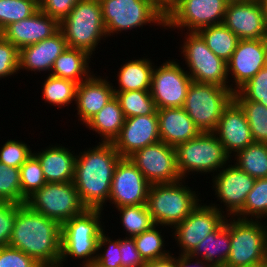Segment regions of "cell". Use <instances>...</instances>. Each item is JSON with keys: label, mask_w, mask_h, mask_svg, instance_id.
<instances>
[{"label": "cell", "mask_w": 267, "mask_h": 267, "mask_svg": "<svg viewBox=\"0 0 267 267\" xmlns=\"http://www.w3.org/2000/svg\"><path fill=\"white\" fill-rule=\"evenodd\" d=\"M121 158L112 142L99 141L77 152L73 183L87 209H105L114 169Z\"/></svg>", "instance_id": "1"}, {"label": "cell", "mask_w": 267, "mask_h": 267, "mask_svg": "<svg viewBox=\"0 0 267 267\" xmlns=\"http://www.w3.org/2000/svg\"><path fill=\"white\" fill-rule=\"evenodd\" d=\"M8 246L23 251L43 267H59L61 225L32 210L26 203L17 204Z\"/></svg>", "instance_id": "2"}, {"label": "cell", "mask_w": 267, "mask_h": 267, "mask_svg": "<svg viewBox=\"0 0 267 267\" xmlns=\"http://www.w3.org/2000/svg\"><path fill=\"white\" fill-rule=\"evenodd\" d=\"M103 210L86 209L61 225V256L59 267L73 259L80 267L92 265L96 258L100 234L106 229ZM103 216V217H102ZM73 258V259H72ZM82 261V262H81Z\"/></svg>", "instance_id": "3"}, {"label": "cell", "mask_w": 267, "mask_h": 267, "mask_svg": "<svg viewBox=\"0 0 267 267\" xmlns=\"http://www.w3.org/2000/svg\"><path fill=\"white\" fill-rule=\"evenodd\" d=\"M181 179L174 183L151 184L148 190L147 207L157 225L172 228L182 222L202 200L200 191L189 187ZM195 190V191H194ZM199 192V193H198ZM200 194V196H199Z\"/></svg>", "instance_id": "4"}, {"label": "cell", "mask_w": 267, "mask_h": 267, "mask_svg": "<svg viewBox=\"0 0 267 267\" xmlns=\"http://www.w3.org/2000/svg\"><path fill=\"white\" fill-rule=\"evenodd\" d=\"M59 30L63 33L68 48L85 50L92 57L95 56L96 49L100 48L98 45L102 44L101 41L109 39L99 0H79L60 21Z\"/></svg>", "instance_id": "5"}, {"label": "cell", "mask_w": 267, "mask_h": 267, "mask_svg": "<svg viewBox=\"0 0 267 267\" xmlns=\"http://www.w3.org/2000/svg\"><path fill=\"white\" fill-rule=\"evenodd\" d=\"M175 151L182 179L193 173V176H214L231 162V157L213 132H201L195 138L177 145Z\"/></svg>", "instance_id": "6"}, {"label": "cell", "mask_w": 267, "mask_h": 267, "mask_svg": "<svg viewBox=\"0 0 267 267\" xmlns=\"http://www.w3.org/2000/svg\"><path fill=\"white\" fill-rule=\"evenodd\" d=\"M107 37L156 25L165 29L166 17L151 0H99ZM114 35V36H113Z\"/></svg>", "instance_id": "7"}, {"label": "cell", "mask_w": 267, "mask_h": 267, "mask_svg": "<svg viewBox=\"0 0 267 267\" xmlns=\"http://www.w3.org/2000/svg\"><path fill=\"white\" fill-rule=\"evenodd\" d=\"M233 96L227 87L192 81L182 108L201 132H214Z\"/></svg>", "instance_id": "8"}, {"label": "cell", "mask_w": 267, "mask_h": 267, "mask_svg": "<svg viewBox=\"0 0 267 267\" xmlns=\"http://www.w3.org/2000/svg\"><path fill=\"white\" fill-rule=\"evenodd\" d=\"M267 255L263 220L230 217V253L224 267H247L264 263Z\"/></svg>", "instance_id": "9"}, {"label": "cell", "mask_w": 267, "mask_h": 267, "mask_svg": "<svg viewBox=\"0 0 267 267\" xmlns=\"http://www.w3.org/2000/svg\"><path fill=\"white\" fill-rule=\"evenodd\" d=\"M184 40L180 42L181 58L187 65L184 69L192 81L215 84L229 88L227 63L217 57L208 47L198 32H184Z\"/></svg>", "instance_id": "10"}, {"label": "cell", "mask_w": 267, "mask_h": 267, "mask_svg": "<svg viewBox=\"0 0 267 267\" xmlns=\"http://www.w3.org/2000/svg\"><path fill=\"white\" fill-rule=\"evenodd\" d=\"M26 204L60 225L87 209L73 182L46 183L27 198Z\"/></svg>", "instance_id": "11"}, {"label": "cell", "mask_w": 267, "mask_h": 267, "mask_svg": "<svg viewBox=\"0 0 267 267\" xmlns=\"http://www.w3.org/2000/svg\"><path fill=\"white\" fill-rule=\"evenodd\" d=\"M179 61L178 58L167 59L153 68L150 94L156 109L180 108L184 105L192 79L185 71V65L181 67L182 62Z\"/></svg>", "instance_id": "12"}, {"label": "cell", "mask_w": 267, "mask_h": 267, "mask_svg": "<svg viewBox=\"0 0 267 267\" xmlns=\"http://www.w3.org/2000/svg\"><path fill=\"white\" fill-rule=\"evenodd\" d=\"M228 2L226 0H179L166 16L165 30L173 28L198 32L212 25L222 24ZM184 30V31H183Z\"/></svg>", "instance_id": "13"}, {"label": "cell", "mask_w": 267, "mask_h": 267, "mask_svg": "<svg viewBox=\"0 0 267 267\" xmlns=\"http://www.w3.org/2000/svg\"><path fill=\"white\" fill-rule=\"evenodd\" d=\"M212 178V191L221 205L215 201L213 203L212 200L209 204L226 217H235L245 205L247 195L253 188L256 179L232 162H229Z\"/></svg>", "instance_id": "14"}, {"label": "cell", "mask_w": 267, "mask_h": 267, "mask_svg": "<svg viewBox=\"0 0 267 267\" xmlns=\"http://www.w3.org/2000/svg\"><path fill=\"white\" fill-rule=\"evenodd\" d=\"M226 218L223 213L209 203H199L170 232L172 238L175 239V245L179 247L177 254H190L200 241L216 231L225 222Z\"/></svg>", "instance_id": "15"}, {"label": "cell", "mask_w": 267, "mask_h": 267, "mask_svg": "<svg viewBox=\"0 0 267 267\" xmlns=\"http://www.w3.org/2000/svg\"><path fill=\"white\" fill-rule=\"evenodd\" d=\"M128 158L150 184L174 183L182 179L175 147L162 141L139 149Z\"/></svg>", "instance_id": "16"}, {"label": "cell", "mask_w": 267, "mask_h": 267, "mask_svg": "<svg viewBox=\"0 0 267 267\" xmlns=\"http://www.w3.org/2000/svg\"><path fill=\"white\" fill-rule=\"evenodd\" d=\"M265 66H267V38L239 40L227 62L229 89L233 93L237 92Z\"/></svg>", "instance_id": "17"}, {"label": "cell", "mask_w": 267, "mask_h": 267, "mask_svg": "<svg viewBox=\"0 0 267 267\" xmlns=\"http://www.w3.org/2000/svg\"><path fill=\"white\" fill-rule=\"evenodd\" d=\"M150 185L129 158H121L114 169L109 205L119 208L147 204Z\"/></svg>", "instance_id": "18"}, {"label": "cell", "mask_w": 267, "mask_h": 267, "mask_svg": "<svg viewBox=\"0 0 267 267\" xmlns=\"http://www.w3.org/2000/svg\"><path fill=\"white\" fill-rule=\"evenodd\" d=\"M222 24L240 40L267 38L265 10L261 0L228 3Z\"/></svg>", "instance_id": "19"}, {"label": "cell", "mask_w": 267, "mask_h": 267, "mask_svg": "<svg viewBox=\"0 0 267 267\" xmlns=\"http://www.w3.org/2000/svg\"><path fill=\"white\" fill-rule=\"evenodd\" d=\"M160 140L158 115L125 118L120 134L112 144L122 158Z\"/></svg>", "instance_id": "20"}, {"label": "cell", "mask_w": 267, "mask_h": 267, "mask_svg": "<svg viewBox=\"0 0 267 267\" xmlns=\"http://www.w3.org/2000/svg\"><path fill=\"white\" fill-rule=\"evenodd\" d=\"M60 22L38 9L33 15L13 22L1 31V36L19 50L34 45L57 33Z\"/></svg>", "instance_id": "21"}, {"label": "cell", "mask_w": 267, "mask_h": 267, "mask_svg": "<svg viewBox=\"0 0 267 267\" xmlns=\"http://www.w3.org/2000/svg\"><path fill=\"white\" fill-rule=\"evenodd\" d=\"M213 133L231 158L254 142L246 116L234 100L223 110Z\"/></svg>", "instance_id": "22"}, {"label": "cell", "mask_w": 267, "mask_h": 267, "mask_svg": "<svg viewBox=\"0 0 267 267\" xmlns=\"http://www.w3.org/2000/svg\"><path fill=\"white\" fill-rule=\"evenodd\" d=\"M96 75L93 73L77 86L74 110H77L78 116L75 117L82 125L92 119L115 96L109 76Z\"/></svg>", "instance_id": "23"}, {"label": "cell", "mask_w": 267, "mask_h": 267, "mask_svg": "<svg viewBox=\"0 0 267 267\" xmlns=\"http://www.w3.org/2000/svg\"><path fill=\"white\" fill-rule=\"evenodd\" d=\"M66 49L68 45L60 30L39 43L23 47L19 50V72L49 75L53 63Z\"/></svg>", "instance_id": "24"}, {"label": "cell", "mask_w": 267, "mask_h": 267, "mask_svg": "<svg viewBox=\"0 0 267 267\" xmlns=\"http://www.w3.org/2000/svg\"><path fill=\"white\" fill-rule=\"evenodd\" d=\"M65 147L61 143L50 144L41 151H33L38 159L47 183L73 182L77 150Z\"/></svg>", "instance_id": "25"}, {"label": "cell", "mask_w": 267, "mask_h": 267, "mask_svg": "<svg viewBox=\"0 0 267 267\" xmlns=\"http://www.w3.org/2000/svg\"><path fill=\"white\" fill-rule=\"evenodd\" d=\"M157 115L160 140L169 146L176 147L201 133L182 107L157 109Z\"/></svg>", "instance_id": "26"}, {"label": "cell", "mask_w": 267, "mask_h": 267, "mask_svg": "<svg viewBox=\"0 0 267 267\" xmlns=\"http://www.w3.org/2000/svg\"><path fill=\"white\" fill-rule=\"evenodd\" d=\"M142 58L128 60L123 63L119 68L117 79L115 82L118 84L113 85L114 92L125 91H150L151 77L155 63L144 54ZM147 57V58H146ZM128 60V62H127Z\"/></svg>", "instance_id": "27"}, {"label": "cell", "mask_w": 267, "mask_h": 267, "mask_svg": "<svg viewBox=\"0 0 267 267\" xmlns=\"http://www.w3.org/2000/svg\"><path fill=\"white\" fill-rule=\"evenodd\" d=\"M229 218V219H228ZM230 253V217L214 232L206 236L189 254L214 267H224Z\"/></svg>", "instance_id": "28"}, {"label": "cell", "mask_w": 267, "mask_h": 267, "mask_svg": "<svg viewBox=\"0 0 267 267\" xmlns=\"http://www.w3.org/2000/svg\"><path fill=\"white\" fill-rule=\"evenodd\" d=\"M95 58L82 49L68 48L53 63L50 75L69 79L76 83L88 79L94 71H91L90 62Z\"/></svg>", "instance_id": "29"}, {"label": "cell", "mask_w": 267, "mask_h": 267, "mask_svg": "<svg viewBox=\"0 0 267 267\" xmlns=\"http://www.w3.org/2000/svg\"><path fill=\"white\" fill-rule=\"evenodd\" d=\"M125 117L119 101L114 96L92 119L84 126L86 129L95 131L100 142H113L120 134L124 125Z\"/></svg>", "instance_id": "30"}, {"label": "cell", "mask_w": 267, "mask_h": 267, "mask_svg": "<svg viewBox=\"0 0 267 267\" xmlns=\"http://www.w3.org/2000/svg\"><path fill=\"white\" fill-rule=\"evenodd\" d=\"M44 82H42V100L44 103L50 104L51 106H57V109L62 107H69L76 101V92L78 83L69 80L58 78L52 75H45ZM72 103V104H71Z\"/></svg>", "instance_id": "31"}, {"label": "cell", "mask_w": 267, "mask_h": 267, "mask_svg": "<svg viewBox=\"0 0 267 267\" xmlns=\"http://www.w3.org/2000/svg\"><path fill=\"white\" fill-rule=\"evenodd\" d=\"M198 33L205 40L207 47L226 63L230 60L240 40L223 24L204 27Z\"/></svg>", "instance_id": "32"}, {"label": "cell", "mask_w": 267, "mask_h": 267, "mask_svg": "<svg viewBox=\"0 0 267 267\" xmlns=\"http://www.w3.org/2000/svg\"><path fill=\"white\" fill-rule=\"evenodd\" d=\"M233 157L231 162L251 177L255 179L267 177V144L253 142Z\"/></svg>", "instance_id": "33"}, {"label": "cell", "mask_w": 267, "mask_h": 267, "mask_svg": "<svg viewBox=\"0 0 267 267\" xmlns=\"http://www.w3.org/2000/svg\"><path fill=\"white\" fill-rule=\"evenodd\" d=\"M165 229L170 230L169 227L155 224L145 232L133 237L136 248L145 262L165 258L172 253L170 250H166L165 234H161Z\"/></svg>", "instance_id": "34"}, {"label": "cell", "mask_w": 267, "mask_h": 267, "mask_svg": "<svg viewBox=\"0 0 267 267\" xmlns=\"http://www.w3.org/2000/svg\"><path fill=\"white\" fill-rule=\"evenodd\" d=\"M119 215V224L123 227L125 237H135L150 229L155 223L146 204L115 208Z\"/></svg>", "instance_id": "35"}, {"label": "cell", "mask_w": 267, "mask_h": 267, "mask_svg": "<svg viewBox=\"0 0 267 267\" xmlns=\"http://www.w3.org/2000/svg\"><path fill=\"white\" fill-rule=\"evenodd\" d=\"M233 100L241 107L248 121L254 142L267 144V107L247 101L238 91Z\"/></svg>", "instance_id": "36"}, {"label": "cell", "mask_w": 267, "mask_h": 267, "mask_svg": "<svg viewBox=\"0 0 267 267\" xmlns=\"http://www.w3.org/2000/svg\"><path fill=\"white\" fill-rule=\"evenodd\" d=\"M124 117L157 115V109L150 91L114 92Z\"/></svg>", "instance_id": "37"}, {"label": "cell", "mask_w": 267, "mask_h": 267, "mask_svg": "<svg viewBox=\"0 0 267 267\" xmlns=\"http://www.w3.org/2000/svg\"><path fill=\"white\" fill-rule=\"evenodd\" d=\"M235 217L250 220L267 219V177L255 180L245 205Z\"/></svg>", "instance_id": "38"}, {"label": "cell", "mask_w": 267, "mask_h": 267, "mask_svg": "<svg viewBox=\"0 0 267 267\" xmlns=\"http://www.w3.org/2000/svg\"><path fill=\"white\" fill-rule=\"evenodd\" d=\"M26 201L21 191L20 169L0 162V202L25 204Z\"/></svg>", "instance_id": "39"}, {"label": "cell", "mask_w": 267, "mask_h": 267, "mask_svg": "<svg viewBox=\"0 0 267 267\" xmlns=\"http://www.w3.org/2000/svg\"><path fill=\"white\" fill-rule=\"evenodd\" d=\"M38 9L39 5L34 0H0V30L30 17Z\"/></svg>", "instance_id": "40"}, {"label": "cell", "mask_w": 267, "mask_h": 267, "mask_svg": "<svg viewBox=\"0 0 267 267\" xmlns=\"http://www.w3.org/2000/svg\"><path fill=\"white\" fill-rule=\"evenodd\" d=\"M19 169L21 191L26 198L47 183L40 162L33 154Z\"/></svg>", "instance_id": "41"}, {"label": "cell", "mask_w": 267, "mask_h": 267, "mask_svg": "<svg viewBox=\"0 0 267 267\" xmlns=\"http://www.w3.org/2000/svg\"><path fill=\"white\" fill-rule=\"evenodd\" d=\"M107 230L109 229L104 230L99 236L94 263L100 267H121L120 237L118 235V239L113 240Z\"/></svg>", "instance_id": "42"}, {"label": "cell", "mask_w": 267, "mask_h": 267, "mask_svg": "<svg viewBox=\"0 0 267 267\" xmlns=\"http://www.w3.org/2000/svg\"><path fill=\"white\" fill-rule=\"evenodd\" d=\"M30 145L22 140L7 139L0 147V162L7 166L20 168L21 165L33 154Z\"/></svg>", "instance_id": "43"}, {"label": "cell", "mask_w": 267, "mask_h": 267, "mask_svg": "<svg viewBox=\"0 0 267 267\" xmlns=\"http://www.w3.org/2000/svg\"><path fill=\"white\" fill-rule=\"evenodd\" d=\"M238 92L247 100L267 107V66L263 67Z\"/></svg>", "instance_id": "44"}, {"label": "cell", "mask_w": 267, "mask_h": 267, "mask_svg": "<svg viewBox=\"0 0 267 267\" xmlns=\"http://www.w3.org/2000/svg\"><path fill=\"white\" fill-rule=\"evenodd\" d=\"M19 74V49L0 37V80ZM6 77V78H5Z\"/></svg>", "instance_id": "45"}, {"label": "cell", "mask_w": 267, "mask_h": 267, "mask_svg": "<svg viewBox=\"0 0 267 267\" xmlns=\"http://www.w3.org/2000/svg\"><path fill=\"white\" fill-rule=\"evenodd\" d=\"M0 267H43L23 251L10 247H0Z\"/></svg>", "instance_id": "46"}, {"label": "cell", "mask_w": 267, "mask_h": 267, "mask_svg": "<svg viewBox=\"0 0 267 267\" xmlns=\"http://www.w3.org/2000/svg\"><path fill=\"white\" fill-rule=\"evenodd\" d=\"M17 204L0 202V247L8 246L11 239Z\"/></svg>", "instance_id": "47"}, {"label": "cell", "mask_w": 267, "mask_h": 267, "mask_svg": "<svg viewBox=\"0 0 267 267\" xmlns=\"http://www.w3.org/2000/svg\"><path fill=\"white\" fill-rule=\"evenodd\" d=\"M121 267H144L145 261L136 248L134 238L120 237Z\"/></svg>", "instance_id": "48"}, {"label": "cell", "mask_w": 267, "mask_h": 267, "mask_svg": "<svg viewBox=\"0 0 267 267\" xmlns=\"http://www.w3.org/2000/svg\"><path fill=\"white\" fill-rule=\"evenodd\" d=\"M79 0H43L39 9L46 15L56 18L59 22L64 19Z\"/></svg>", "instance_id": "49"}, {"label": "cell", "mask_w": 267, "mask_h": 267, "mask_svg": "<svg viewBox=\"0 0 267 267\" xmlns=\"http://www.w3.org/2000/svg\"><path fill=\"white\" fill-rule=\"evenodd\" d=\"M177 267H214L202 259L193 258L189 254H178Z\"/></svg>", "instance_id": "50"}, {"label": "cell", "mask_w": 267, "mask_h": 267, "mask_svg": "<svg viewBox=\"0 0 267 267\" xmlns=\"http://www.w3.org/2000/svg\"><path fill=\"white\" fill-rule=\"evenodd\" d=\"M173 254L172 252L165 258L147 261L144 267H177V256Z\"/></svg>", "instance_id": "51"}, {"label": "cell", "mask_w": 267, "mask_h": 267, "mask_svg": "<svg viewBox=\"0 0 267 267\" xmlns=\"http://www.w3.org/2000/svg\"><path fill=\"white\" fill-rule=\"evenodd\" d=\"M151 2L166 17L169 14V12L178 4L179 0H151Z\"/></svg>", "instance_id": "52"}, {"label": "cell", "mask_w": 267, "mask_h": 267, "mask_svg": "<svg viewBox=\"0 0 267 267\" xmlns=\"http://www.w3.org/2000/svg\"><path fill=\"white\" fill-rule=\"evenodd\" d=\"M264 6L265 10V24H266V29H267V0H261Z\"/></svg>", "instance_id": "53"}, {"label": "cell", "mask_w": 267, "mask_h": 267, "mask_svg": "<svg viewBox=\"0 0 267 267\" xmlns=\"http://www.w3.org/2000/svg\"><path fill=\"white\" fill-rule=\"evenodd\" d=\"M247 267H266L265 263H260L254 266H247Z\"/></svg>", "instance_id": "54"}, {"label": "cell", "mask_w": 267, "mask_h": 267, "mask_svg": "<svg viewBox=\"0 0 267 267\" xmlns=\"http://www.w3.org/2000/svg\"><path fill=\"white\" fill-rule=\"evenodd\" d=\"M228 3H232V2H242V1H246V0H226Z\"/></svg>", "instance_id": "55"}, {"label": "cell", "mask_w": 267, "mask_h": 267, "mask_svg": "<svg viewBox=\"0 0 267 267\" xmlns=\"http://www.w3.org/2000/svg\"><path fill=\"white\" fill-rule=\"evenodd\" d=\"M266 221L267 220H265L264 225H265V228H266V240H267V222Z\"/></svg>", "instance_id": "56"}, {"label": "cell", "mask_w": 267, "mask_h": 267, "mask_svg": "<svg viewBox=\"0 0 267 267\" xmlns=\"http://www.w3.org/2000/svg\"><path fill=\"white\" fill-rule=\"evenodd\" d=\"M88 267H100L98 264L93 263L92 265H89Z\"/></svg>", "instance_id": "57"}, {"label": "cell", "mask_w": 267, "mask_h": 267, "mask_svg": "<svg viewBox=\"0 0 267 267\" xmlns=\"http://www.w3.org/2000/svg\"><path fill=\"white\" fill-rule=\"evenodd\" d=\"M38 5H40V3L43 1V0H34Z\"/></svg>", "instance_id": "58"}, {"label": "cell", "mask_w": 267, "mask_h": 267, "mask_svg": "<svg viewBox=\"0 0 267 267\" xmlns=\"http://www.w3.org/2000/svg\"><path fill=\"white\" fill-rule=\"evenodd\" d=\"M264 263H265V265H266V267H267V255H266V257H265V261H264Z\"/></svg>", "instance_id": "59"}]
</instances>
